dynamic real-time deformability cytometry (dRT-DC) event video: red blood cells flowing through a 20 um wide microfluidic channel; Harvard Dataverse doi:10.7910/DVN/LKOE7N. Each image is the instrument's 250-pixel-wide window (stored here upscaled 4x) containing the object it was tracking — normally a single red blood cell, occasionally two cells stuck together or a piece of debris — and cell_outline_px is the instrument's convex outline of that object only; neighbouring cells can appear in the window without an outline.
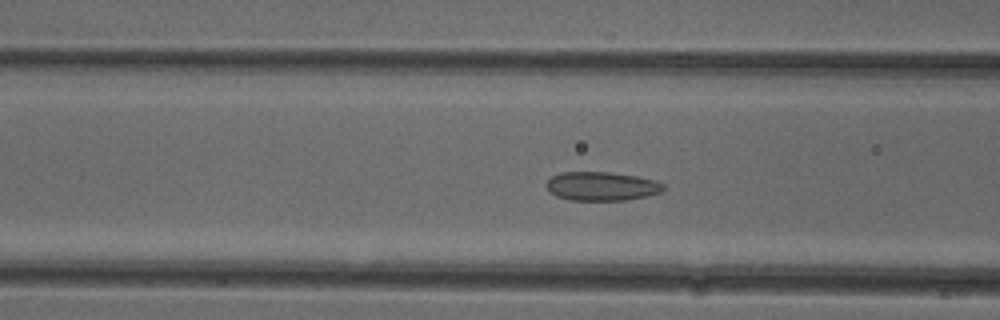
{"species": "common noctule bat (a hibernating species)", "species_latin": "Nyctalus noctula", "temperature_condition": "cold", "stored_images_in_passage": 51, "camera_frame_rate_fps": 3000, "um_per_image_px": 0.085, "animal": {"sex": "female"}, "frame": {"image": 1, "passage_image": 19, "time_ms": 6.0, "image_size_px": [1000, 320], "cell_outline_px": [[664, 188], [660, 192], [644, 196], [624, 200], [572, 200], [556, 196], [544, 184], [552, 176], [560, 172], [612, 172], [636, 176], [656, 180], [664, 184]], "centroid_in_image_um": [51.13, 15.81], "position_along_channel_um": 115.5, "area_um2": 19.54}}
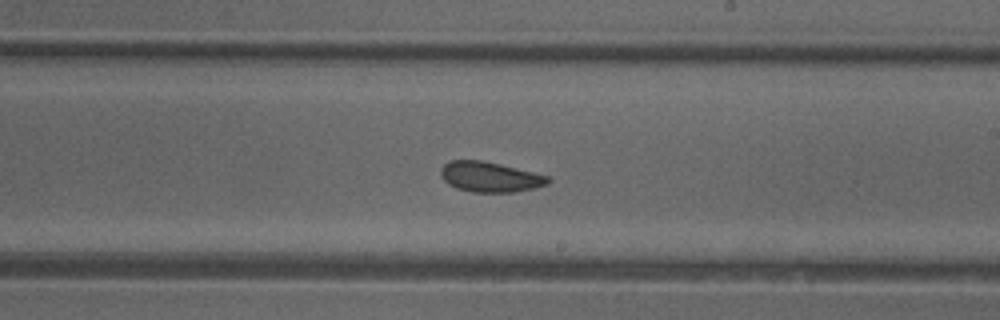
{"frame": {"image": 2, "passage_image": 29, "time_ms": 9.333, "image_size_px": [1000, 320], "cell_outline_px": [[552, 180], [548, 184], [516, 192], [472, 192], [456, 188], [448, 184], [440, 176], [440, 168], [448, 160], [480, 160], [500, 164], [548, 176]], "centroid_in_image_um": [41.61, 15.04], "position_along_channel_um": 247.4, "area_um2": 18.9}}
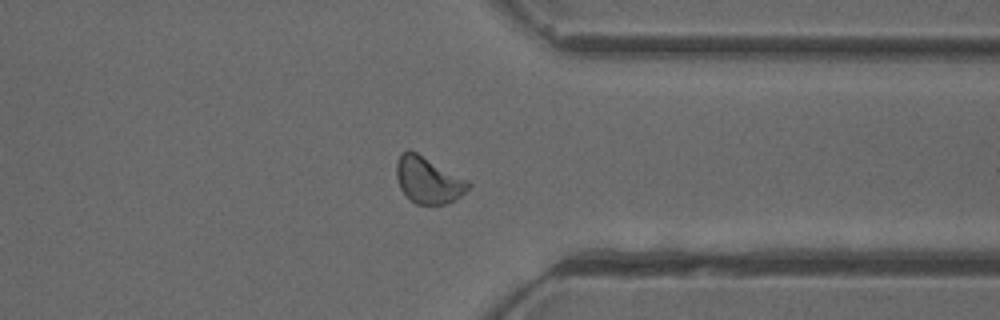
{"frame": {"image": 3, "passage_image": 39, "time_ms": 12.667, "image_size_px": [1000, 320], "cell_outline_px": [[472, 184], [460, 196], [448, 204], [416, 204], [400, 188], [396, 176], [396, 160], [400, 152], [408, 148], [416, 152], [468, 180]], "centroid_in_image_um": [36.37, 15.28], "position_along_channel_um": 375.0, "area_um2": 19.42}, "authors_computed_cell_mechanics": {"area_um2": 19.4786, "velocity_mm_per_s": 3.9626, "shape_relaxation_time_tau1_ms": null, "shape_relaxation_time_tau2_ms": 1.3723, "deformation_change_tau1": null, "deformation_change_tau2": 0.0714}}